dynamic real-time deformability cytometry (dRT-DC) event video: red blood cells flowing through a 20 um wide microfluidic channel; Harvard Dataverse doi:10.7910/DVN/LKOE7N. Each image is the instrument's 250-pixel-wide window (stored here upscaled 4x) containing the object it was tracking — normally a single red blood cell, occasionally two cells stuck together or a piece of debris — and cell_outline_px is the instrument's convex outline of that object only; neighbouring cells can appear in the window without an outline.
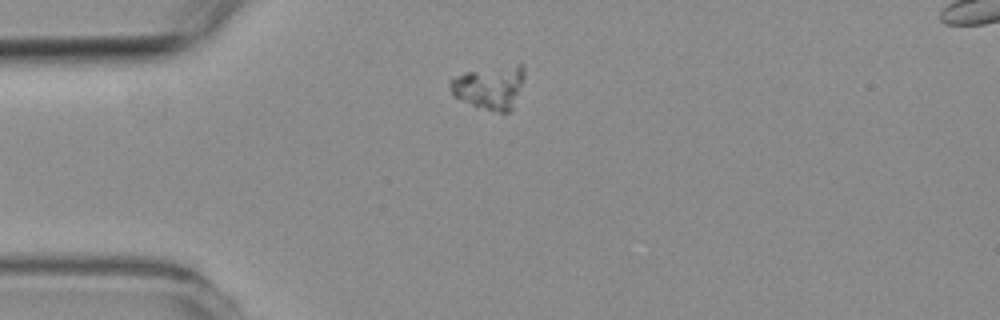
{"species": "common noctule bat (a hibernating species)", "species_latin": "Nyctalus noctula", "temperature_condition": "room temperature", "stored_images_in_passage": 37, "camera_frame_rate_fps": 3000, "um_per_image_px": 0.085, "animal": {"sex": "female", "body_mass_g": 19.3, "forearm_length_mm": 54.1}, "frame": {"image": 1, "passage_image": 1, "time_ms": 0.0, "image_size_px": [1000, 320], "cell_outline_px": [[524, 80], [512, 108], [508, 112], [500, 112], [476, 108], [452, 96], [448, 84], [448, 80], [464, 72], [516, 64], [524, 64]], "centroid_in_image_um": [41.59, 7.42], "position_along_channel_um": 43.4, "area_um2": 19.13}}
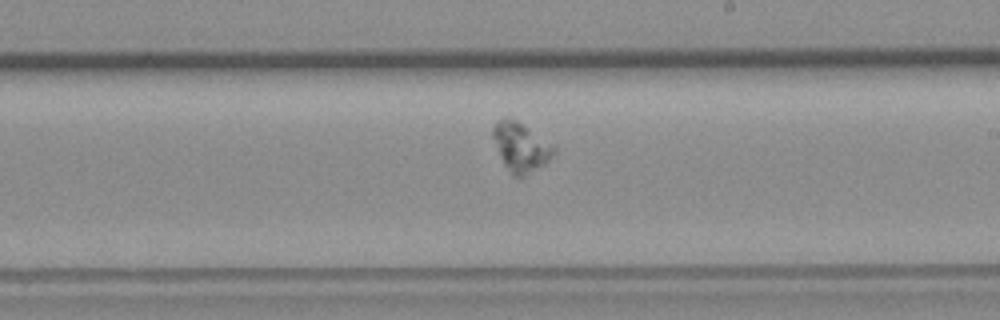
{"frame": {"image": 2, "passage_image": 19, "time_ms": 6.0, "image_size_px": [1000, 320], "cell_outline_px": [[556, 152], [548, 160], [524, 176], [512, 176], [504, 164], [500, 156], [492, 136], [492, 128], [496, 120], [504, 116], [508, 116], [516, 120], [556, 144]], "centroid_in_image_um": [44.27, 12.44], "position_along_channel_um": 244.7, "area_um2": 17.57}}
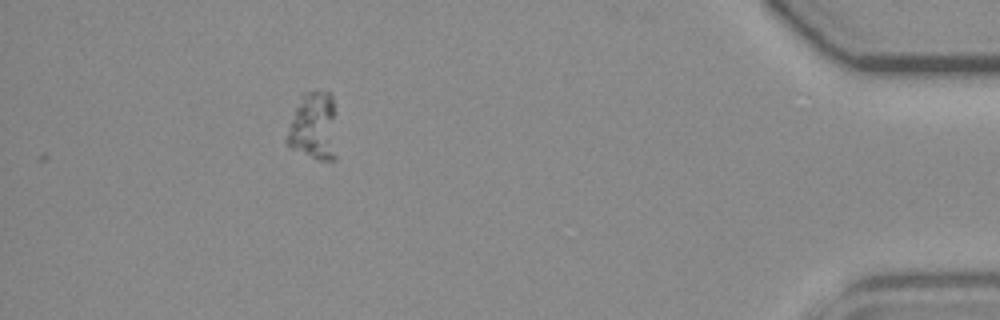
{"frame": {"image": 3, "passage_image": 37, "time_ms": 12.0, "image_size_px": [1000, 320], "cell_outline_px": [[336, 160], [320, 160], [292, 148], [284, 140], [300, 92], [316, 88], [332, 92], [336, 156]], "centroid_in_image_um": [26.64, 10.65], "position_along_channel_um": 408.6, "area_um2": 20.17}}